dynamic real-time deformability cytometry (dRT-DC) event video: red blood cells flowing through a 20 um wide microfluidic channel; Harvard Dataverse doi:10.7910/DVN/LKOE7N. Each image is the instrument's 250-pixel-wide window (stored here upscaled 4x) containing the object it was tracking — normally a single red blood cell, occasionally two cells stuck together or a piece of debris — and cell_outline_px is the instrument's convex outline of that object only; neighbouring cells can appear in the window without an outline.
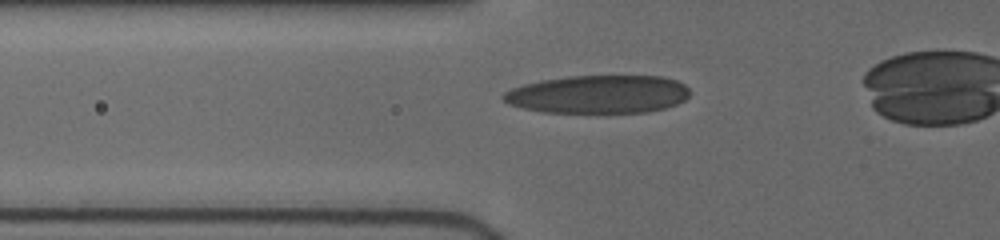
{"species": "human", "species_latin": "Homo sapiens", "temperature_condition": "cold", "stored_images_in_passage": 18, "camera_frame_rate_fps": 3000, "um_per_image_px": 0.085, "donor": {"sex": "female"}, "frame": {"image": 1, "passage_image": 7, "time_ms": 2.667, "image_size_px": [1000, 240], "cell_outline_px": [[688, 96], [684, 100], [676, 104], [664, 108], [648, 112], [540, 112], [508, 104], [500, 96], [504, 92], [512, 88], [524, 84], [540, 80], [568, 76], [664, 76], [676, 80], [684, 84], [688, 88]], "centroid_in_image_um": [50.83, 8.01], "position_along_channel_um": 75.0, "area_um2": 41.44}}
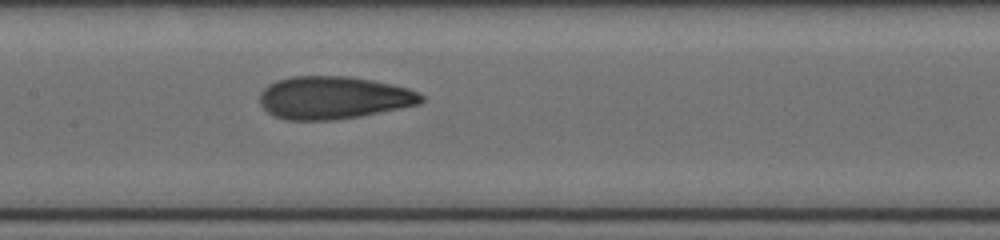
{"frame": {"image": 2, "passage_image": 13, "time_ms": 5.333, "image_size_px": [1000, 240], "cell_outline_px": [[424, 100], [420, 104], [360, 116], [332, 120], [284, 120], [272, 116], [260, 104], [260, 92], [268, 84], [276, 80], [292, 76], [348, 76], [372, 80], [392, 84], [408, 88], [420, 92], [424, 96]], "centroid_in_image_um": [28.34, 8.3], "position_along_channel_um": 179.1, "area_um2": 40.46}}
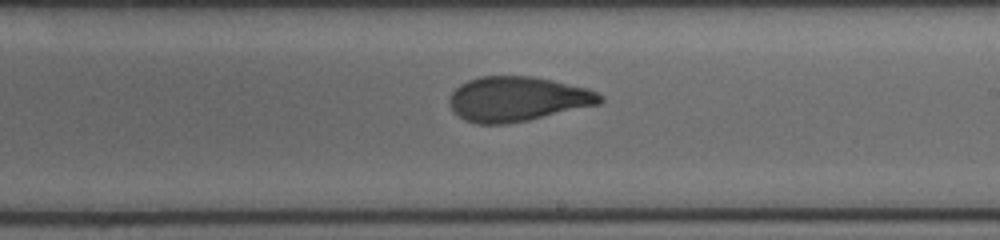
{"frame": {"image": 3, "passage_image": 17, "time_ms": 7.0, "image_size_px": [1000, 240], "cell_outline_px": [[604, 100], [600, 104], [528, 120], [504, 124], [476, 124], [464, 120], [452, 108], [448, 100], [452, 92], [460, 84], [468, 80], [480, 76], [532, 76], [552, 80], [588, 88], [604, 96]], "centroid_in_image_um": [44.0, 8.41], "position_along_channel_um": 245.0, "area_um2": 39.25}}